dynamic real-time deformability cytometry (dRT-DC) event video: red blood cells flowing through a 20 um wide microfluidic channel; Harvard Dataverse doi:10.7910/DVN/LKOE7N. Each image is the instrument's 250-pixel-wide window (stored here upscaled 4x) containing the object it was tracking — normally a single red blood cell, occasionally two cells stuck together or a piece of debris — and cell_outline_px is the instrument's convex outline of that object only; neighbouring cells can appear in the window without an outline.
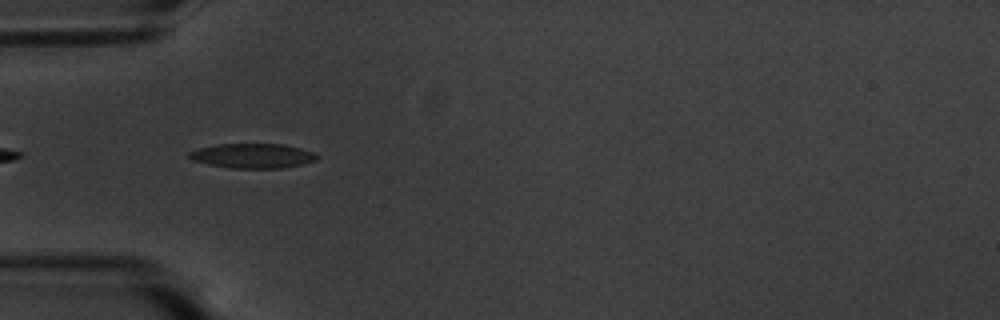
{"species": "common noctule bat (a hibernating species)", "species_latin": "Nyctalus noctula", "temperature_condition": "warm", "stored_images_in_passage": 6, "camera_frame_rate_fps": 3000, "um_per_image_px": 0.085, "animal": {"sex": "male", "body_mass_g": 20.1, "forearm_length_mm": 53.5}, "frame": {"image": 1, "passage_image": 3, "time_ms": 0.667, "image_size_px": [1000, 320], "cell_outline_px": [[316, 160], [304, 164], [284, 168], [232, 168], [208, 164], [192, 160], [188, 156], [188, 152], [200, 148], [216, 144], [284, 144], [300, 148], [312, 152], [316, 156]], "centroid_in_image_um": [21.46, 13.24], "position_along_channel_um": 63.5, "area_um2": 18.26}}